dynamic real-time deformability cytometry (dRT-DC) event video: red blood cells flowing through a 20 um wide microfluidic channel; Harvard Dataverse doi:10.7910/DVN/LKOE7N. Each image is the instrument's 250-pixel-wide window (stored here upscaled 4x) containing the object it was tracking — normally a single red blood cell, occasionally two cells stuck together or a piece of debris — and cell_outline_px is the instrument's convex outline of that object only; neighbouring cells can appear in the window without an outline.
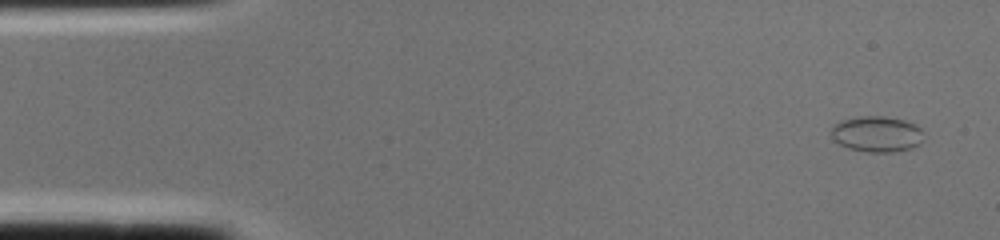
{"species": "common noctule bat (a hibernating species)", "species_latin": "Nyctalus noctula", "temperature_condition": "cold", "stored_images_in_passage": 2, "camera_frame_rate_fps": 3000, "um_per_image_px": 0.085, "animal": {"sex": "female", "body_mass_g": 22.0, "forearm_length_mm": 56.7}, "frame": {"image": 1, "passage_image": 1, "time_ms": 0.0, "image_size_px": [1000, 240], "cell_outline_px": [[924, 140], [920, 144], [912, 148], [892, 152], [868, 152], [848, 148], [832, 140], [832, 128], [840, 120], [860, 116], [884, 116], [904, 120], [916, 124], [924, 132]], "centroid_in_image_um": [74.57, 11.39], "position_along_channel_um": 10.4, "area_um2": 19.54}}
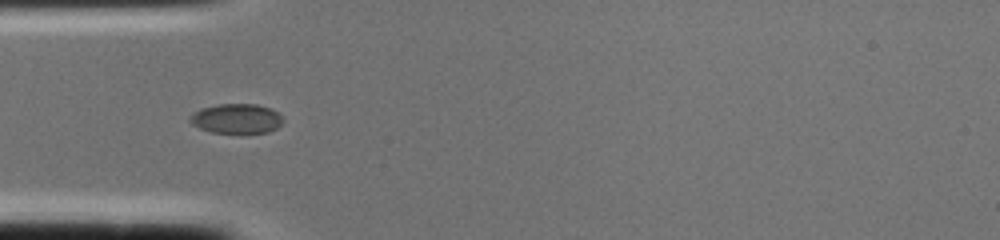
{"frame": {"image": 2, "passage_image": 2, "time_ms": 0.333, "image_size_px": [1000, 240], "cell_outline_px": [[284, 120], [276, 128], [268, 132], [212, 132], [200, 128], [192, 124], [188, 120], [188, 116], [192, 112], [200, 108], [216, 104], [256, 104], [272, 108], [284, 116]], "centroid_in_image_um": [20.09, 10.05], "position_along_channel_um": 64.9, "area_um2": 16.24}}